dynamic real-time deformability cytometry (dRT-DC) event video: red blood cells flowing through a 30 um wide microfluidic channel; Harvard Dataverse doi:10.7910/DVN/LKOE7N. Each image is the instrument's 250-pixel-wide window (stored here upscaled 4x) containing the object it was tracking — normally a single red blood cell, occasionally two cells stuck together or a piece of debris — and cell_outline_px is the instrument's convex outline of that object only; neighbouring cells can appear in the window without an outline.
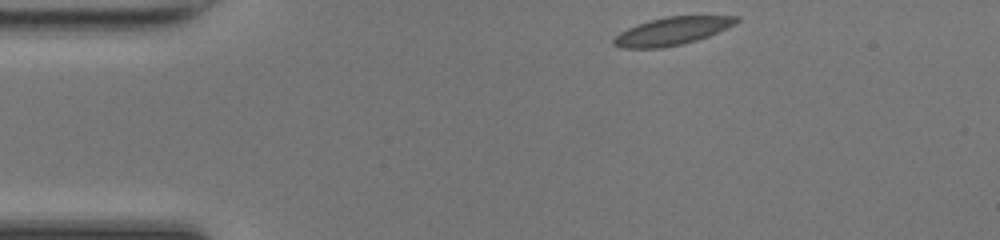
{"species": "common noctule bat (a hibernating species)", "species_latin": "Nyctalus noctula", "temperature_condition": "room temperature", "stored_images_in_passage": 41, "camera_frame_rate_fps": 3000, "um_per_image_px": 0.085, "animal": {"sex": "female", "body_mass_g": 17.0, "forearm_length_mm": 48.0}, "frame": {"image": 1, "passage_image": 1, "time_ms": 0.0, "image_size_px": [1000, 240], "cell_outline_px": [[740, 20], [736, 24], [728, 28], [708, 36], [696, 40], [680, 44], [660, 48], [620, 48], [612, 44], [612, 40], [620, 32], [636, 24], [648, 20], [668, 16], [740, 16]], "centroid_in_image_um": [57.12, 2.64], "position_along_channel_um": 27.9, "area_um2": 19.94}}
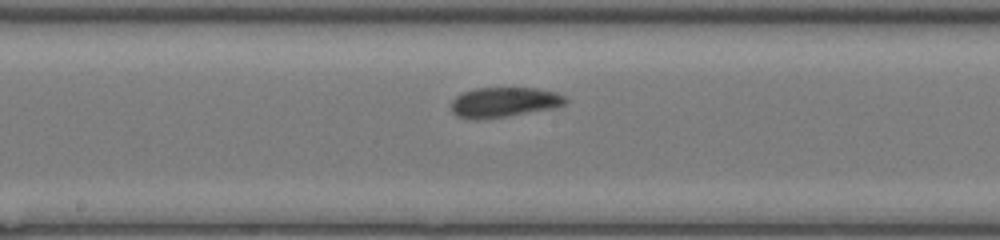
{"frame": {"image": 2, "passage_image": 18, "time_ms": 5.667, "image_size_px": [1000, 240], "cell_outline_px": [[568, 100], [564, 104], [556, 108], [504, 116], [456, 116], [452, 112], [452, 100], [456, 96], [464, 92], [476, 88], [536, 88], [556, 92], [564, 96]], "centroid_in_image_um": [42.93, 8.64], "position_along_channel_um": 205.3, "area_um2": 19.19}}
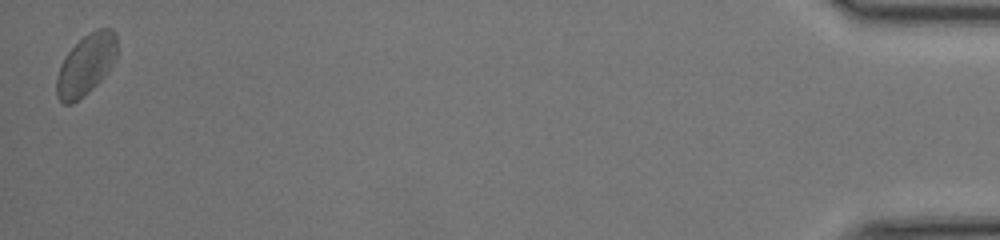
{"frame": {"image": 3, "passage_image": 41, "time_ms": 13.333, "image_size_px": [1000, 240], "cell_outline_px": [[116, 60], [108, 72], [84, 96], [72, 104], [64, 104], [56, 96], [56, 76], [60, 64], [68, 52], [84, 36], [96, 28], [112, 28], [116, 32]], "centroid_in_image_um": [7.31, 5.51], "position_along_channel_um": 427.9, "area_um2": 21.5}, "authors_computed_cell_mechanics": {"area_um2": 19.5942, "velocity_mm_per_s": 4.2206, "shape_relaxation_time_tau1_ms": 2.4219, "shape_relaxation_time_tau2_ms": 1.9859, "deformation_change_tau1": 0.0843, "deformation_change_tau2": 0.0869}}